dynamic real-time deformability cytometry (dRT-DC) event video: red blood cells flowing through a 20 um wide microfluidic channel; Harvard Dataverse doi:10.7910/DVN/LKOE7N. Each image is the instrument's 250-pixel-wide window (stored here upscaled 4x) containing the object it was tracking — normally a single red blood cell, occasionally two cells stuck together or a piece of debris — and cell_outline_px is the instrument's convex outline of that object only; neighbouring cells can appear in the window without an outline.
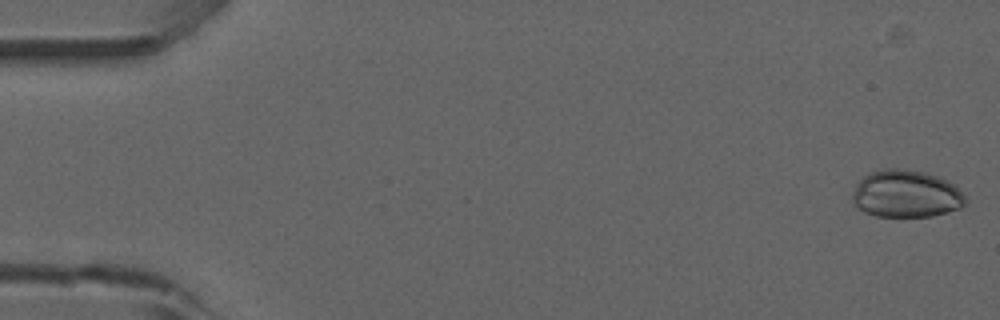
{"species": "common noctule bat (a hibernating species)", "species_latin": "Nyctalus noctula", "temperature_condition": "room temperature", "stored_images_in_passage": 43, "camera_frame_rate_fps": 3000, "um_per_image_px": 0.085, "animal": {"sex": "male", "forearm_length_mm": 52.5}, "frame": {"image": 1, "passage_image": 4, "time_ms": 1.0, "image_size_px": [1000, 320], "cell_outline_px": [[968, 200], [960, 208], [948, 212], [932, 216], [876, 216], [864, 212], [856, 208], [852, 200], [852, 192], [856, 184], [864, 176], [872, 172], [884, 168], [904, 168], [924, 172], [936, 176], [952, 184]], "centroid_in_image_um": [76.97, 16.48], "position_along_channel_um": 8.0, "area_um2": 31.15}}
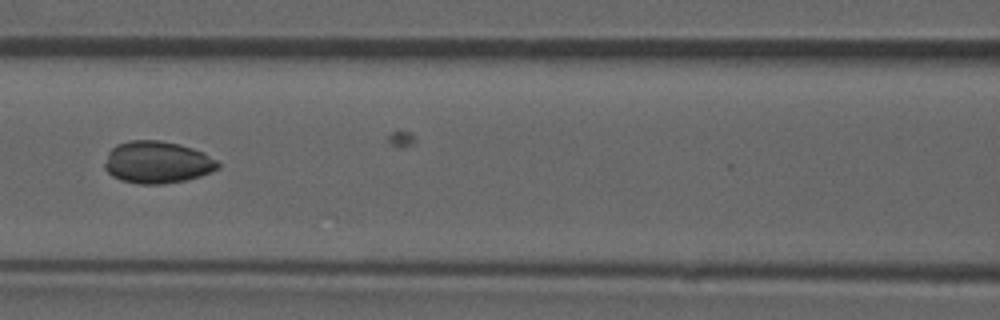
{"frame": {"image": 2, "passage_image": 26, "time_ms": 8.333, "image_size_px": [1000, 320], "cell_outline_px": [[220, 168], [212, 172], [200, 176], [184, 180], [164, 184], [140, 184], [120, 180], [112, 176], [104, 168], [104, 164], [108, 152], [116, 144], [128, 140], [160, 140], [180, 144], [204, 152], [216, 160], [220, 164]], "centroid_in_image_um": [13.36, 13.79], "position_along_channel_um": 153.2, "area_um2": 28.03}}